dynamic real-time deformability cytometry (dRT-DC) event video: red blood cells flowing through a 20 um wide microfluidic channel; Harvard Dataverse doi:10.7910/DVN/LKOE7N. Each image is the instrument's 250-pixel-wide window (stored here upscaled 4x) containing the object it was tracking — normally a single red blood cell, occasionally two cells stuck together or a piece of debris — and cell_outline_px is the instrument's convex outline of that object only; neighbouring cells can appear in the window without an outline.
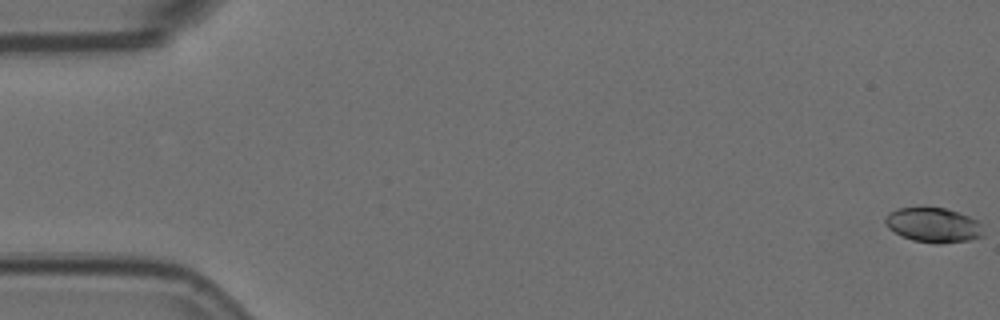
{"species": "Egyptian fruit bat (a non-hibernating species)", "species_latin": "Rousettus aegyptiacus", "temperature_condition": "room temperature", "stored_images_in_passage": 6, "camera_frame_rate_fps": 3000, "um_per_image_px": 0.085, "animal": {"sex": "female"}, "frame": {"image": 1, "passage_image": 1, "time_ms": 0.0, "image_size_px": [1000, 320], "cell_outline_px": [[984, 236], [968, 240], [940, 244], [936, 244], [912, 240], [900, 236], [888, 228], [884, 224], [884, 220], [888, 212], [896, 208], [924, 204], [944, 208], [968, 216], [976, 220], [980, 224]], "centroid_in_image_um": [79.25, 19.09], "position_along_channel_um": 5.8, "area_um2": 20.52}}
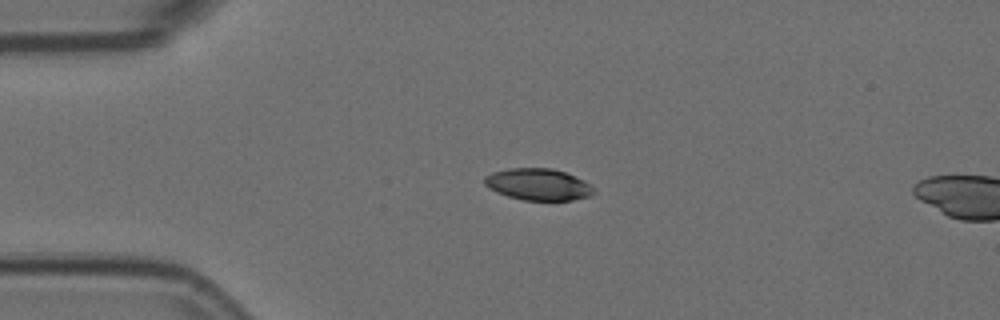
{"frame": {"image": 2, "passage_image": 5, "time_ms": 1.333, "image_size_px": [1000, 320], "cell_outline_px": [[596, 192], [588, 196], [572, 200], [524, 200], [508, 196], [496, 192], [488, 188], [484, 184], [484, 176], [492, 172], [508, 168], [552, 168], [564, 172], [584, 180]], "centroid_in_image_um": [45.7, 15.67], "position_along_channel_um": 39.3, "area_um2": 20.11}}